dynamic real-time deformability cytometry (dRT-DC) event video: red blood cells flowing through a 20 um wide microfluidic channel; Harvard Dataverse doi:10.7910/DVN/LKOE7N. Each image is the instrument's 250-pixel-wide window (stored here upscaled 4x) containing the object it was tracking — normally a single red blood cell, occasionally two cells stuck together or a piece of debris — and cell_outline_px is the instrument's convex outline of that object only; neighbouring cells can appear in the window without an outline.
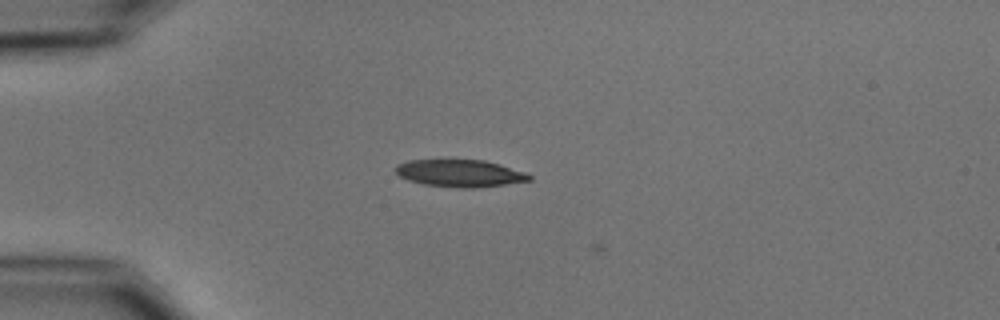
{"species": "common noctule bat (a hibernating species)", "species_latin": "Nyctalus noctula", "temperature_condition": "cold", "stored_images_in_passage": 4, "camera_frame_rate_fps": 3000, "um_per_image_px": 0.085, "animal": {"sex": "male", "body_mass_g": 15.6}, "frame": {"image": 1, "passage_image": 3, "time_ms": 0.667, "image_size_px": [1000, 320], "cell_outline_px": [[532, 180], [476, 188], [456, 188], [424, 184], [408, 180], [400, 176], [396, 172], [396, 164], [408, 160], [484, 160], [500, 164], [524, 172], [532, 176]], "centroid_in_image_um": [39.09, 14.73], "position_along_channel_um": 45.9, "area_um2": 21.15}}